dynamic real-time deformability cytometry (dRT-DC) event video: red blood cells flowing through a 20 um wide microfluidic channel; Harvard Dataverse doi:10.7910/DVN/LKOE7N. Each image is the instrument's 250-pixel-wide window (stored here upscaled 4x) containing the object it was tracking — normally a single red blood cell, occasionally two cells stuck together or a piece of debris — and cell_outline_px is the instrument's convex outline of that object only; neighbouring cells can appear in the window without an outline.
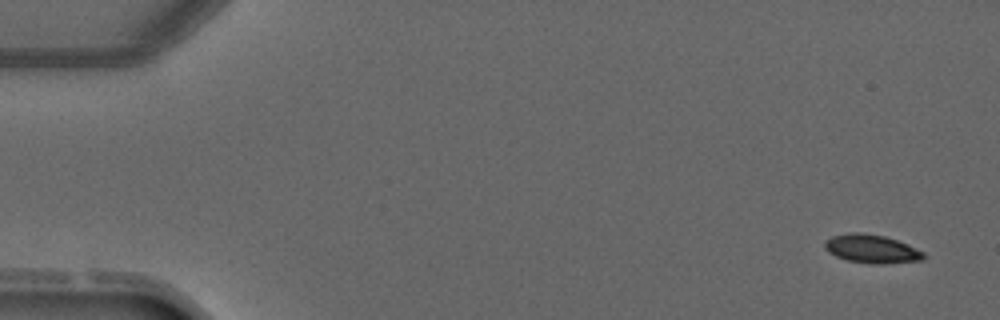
{"species": "common noctule bat (a hibernating species)", "species_latin": "Nyctalus noctula", "temperature_condition": "warm", "stored_images_in_passage": 4, "camera_frame_rate_fps": 3000, "um_per_image_px": 0.085, "animal": {"sex": "male", "forearm_length_mm": 52.5}, "frame": {"image": 1, "passage_image": 1, "time_ms": 0.0, "image_size_px": [1000, 320], "cell_outline_px": [[924, 260], [884, 264], [872, 264], [848, 260], [836, 256], [828, 252], [824, 248], [824, 240], [832, 236], [848, 232], [860, 232], [884, 236], [908, 244], [924, 252]], "centroid_in_image_um": [74.07, 21.15], "position_along_channel_um": 10.9, "area_um2": 16.53}}
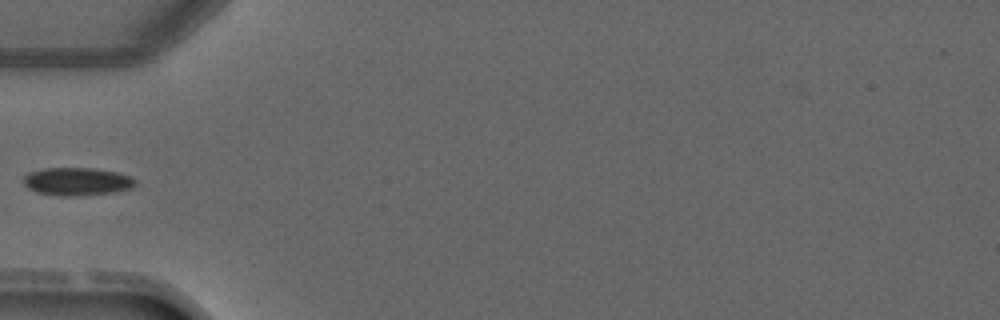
{"frame": {"image": 2, "passage_image": 4, "time_ms": 4.333, "image_size_px": [1000, 320], "cell_outline_px": [[136, 184], [132, 188], [112, 192], [76, 196], [64, 196], [36, 192], [28, 188], [24, 184], [24, 176], [28, 172], [44, 168], [92, 168], [116, 172], [132, 176], [136, 180]], "centroid_in_image_um": [6.55, 15.42], "position_along_channel_um": 78.4, "area_um2": 18.21}}